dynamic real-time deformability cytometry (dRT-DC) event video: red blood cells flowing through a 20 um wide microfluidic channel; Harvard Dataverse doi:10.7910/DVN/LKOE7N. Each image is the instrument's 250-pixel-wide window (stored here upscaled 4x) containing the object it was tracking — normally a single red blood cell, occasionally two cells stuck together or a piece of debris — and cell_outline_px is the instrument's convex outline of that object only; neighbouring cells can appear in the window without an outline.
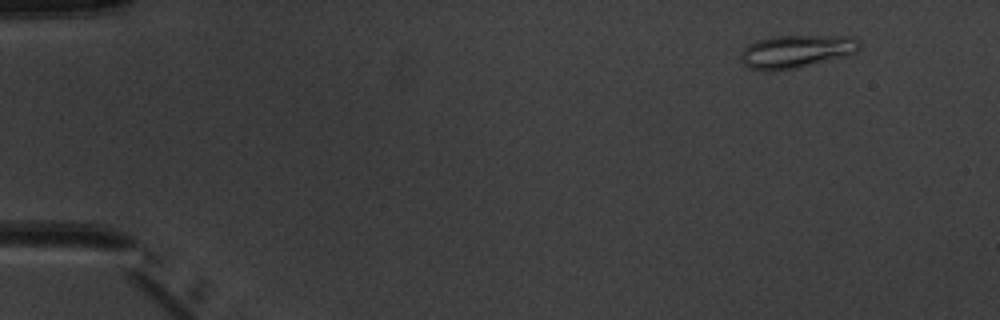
{"species": "common noctule bat (a hibernating species)", "species_latin": "Nyctalus noctula", "temperature_condition": "warm", "stored_images_in_passage": 4, "camera_frame_rate_fps": 3000, "um_per_image_px": 0.085, "animal": {"sex": "male", "body_mass_g": 20.1, "forearm_length_mm": 53.5}, "frame": {"image": 1, "passage_image": 1, "time_ms": 0.0, "image_size_px": [1000, 320], "cell_outline_px": [[860, 48], [856, 52], [848, 56], [796, 68], [768, 72], [752, 68], [744, 64], [740, 60], [740, 56], [744, 48], [748, 44], [756, 40], [772, 36], [856, 36], [860, 40]], "centroid_in_image_um": [67.71, 4.36], "position_along_channel_um": 17.3, "area_um2": 23.12}}
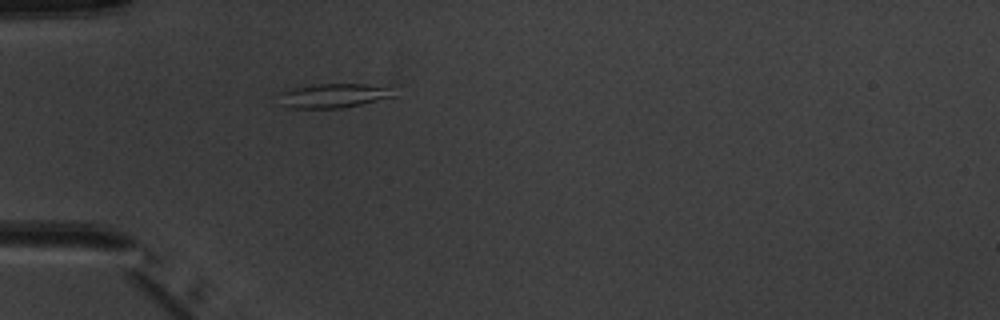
{"frame": {"image": 2, "passage_image": 4, "time_ms": 3.667, "image_size_px": [1000, 320], "cell_outline_px": [[396, 96], [360, 104], [340, 108], [292, 108], [280, 104], [280, 92], [292, 88], [316, 84], [368, 84], [388, 88]], "centroid_in_image_um": [28.29, 8.13], "position_along_channel_um": 56.7, "area_um2": 15.95}}